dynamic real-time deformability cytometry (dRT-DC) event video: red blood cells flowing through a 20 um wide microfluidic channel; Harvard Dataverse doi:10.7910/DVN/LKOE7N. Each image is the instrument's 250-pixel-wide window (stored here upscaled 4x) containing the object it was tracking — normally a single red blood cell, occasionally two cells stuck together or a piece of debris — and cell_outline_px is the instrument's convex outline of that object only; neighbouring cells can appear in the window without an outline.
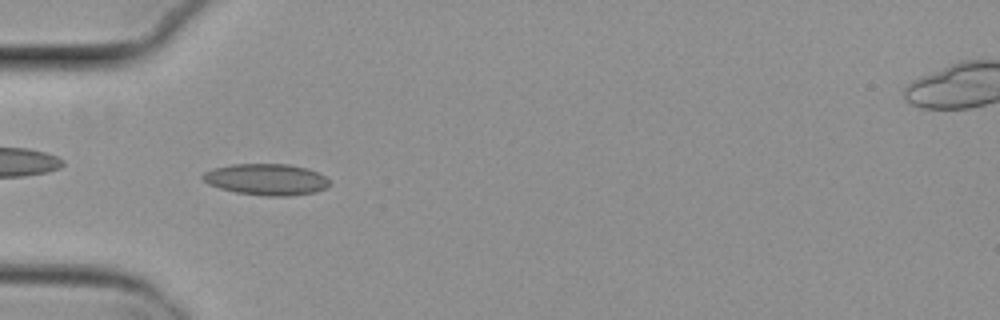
{"species": "common noctule bat (a hibernating species)", "species_latin": "Nyctalus noctula", "temperature_condition": "cold", "stored_images_in_passage": 14, "camera_frame_rate_fps": 3000, "um_per_image_px": 0.085, "animal": {"sex": "female", "body_mass_g": 29.2, "forearm_length_mm": 56.3}, "frame": {"image": 1, "passage_image": 4, "time_ms": 1.0, "image_size_px": [1000, 320], "cell_outline_px": [[332, 184], [328, 188], [316, 192], [288, 196], [268, 196], [236, 192], [220, 188], [208, 184], [200, 176], [204, 172], [212, 168], [232, 164], [288, 164], [308, 168], [324, 176]], "centroid_in_image_um": [22.65, 15.25], "position_along_channel_um": 62.3, "area_um2": 23.29}}
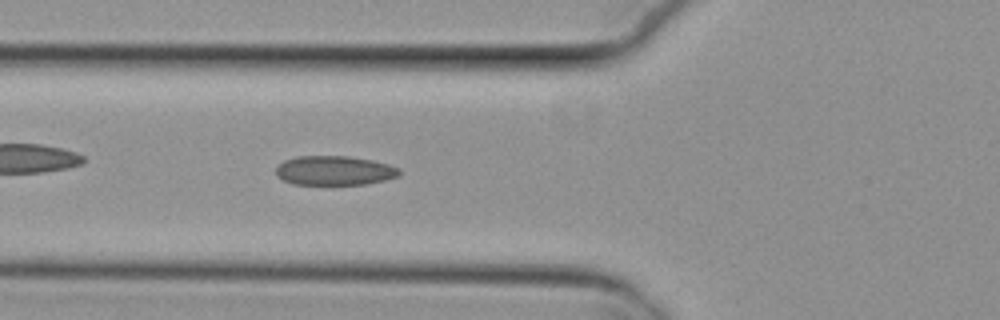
{"frame": {"image": 2, "passage_image": 7, "time_ms": 2.0, "image_size_px": [1000, 320], "cell_outline_px": [[400, 176], [384, 180], [364, 184], [292, 184], [276, 176], [276, 168], [284, 160], [296, 156], [348, 156], [372, 160], [388, 164], [400, 168]], "centroid_in_image_um": [28.43, 14.49], "position_along_channel_um": 97.4, "area_um2": 21.1}}